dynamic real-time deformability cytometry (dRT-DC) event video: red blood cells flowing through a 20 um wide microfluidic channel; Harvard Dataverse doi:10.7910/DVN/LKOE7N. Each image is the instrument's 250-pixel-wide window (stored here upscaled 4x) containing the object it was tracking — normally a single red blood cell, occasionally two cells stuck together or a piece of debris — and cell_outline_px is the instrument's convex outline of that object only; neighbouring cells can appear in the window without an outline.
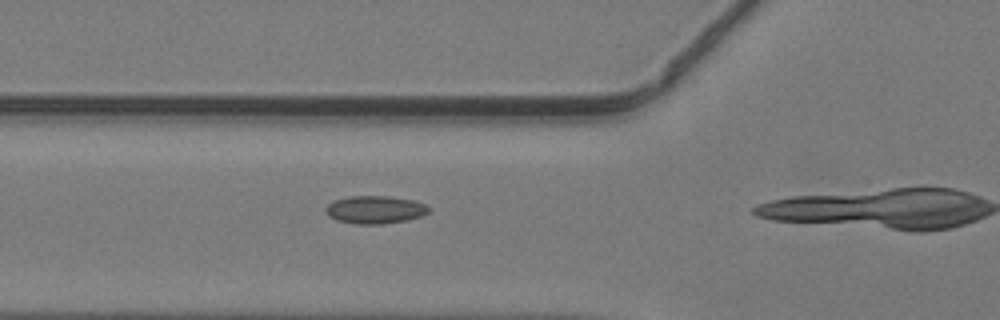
{"species": "common noctule bat (a hibernating species)", "species_latin": "Nyctalus noctula", "temperature_condition": "warm", "stored_images_in_passage": 10, "camera_frame_rate_fps": 3000, "um_per_image_px": 0.085, "animal": {"sex": "male", "body_mass_g": 19.2, "forearm_length_mm": 51.8}, "frame": {"image": 1, "passage_image": 7, "time_ms": 2.0, "image_size_px": [1000, 320], "cell_outline_px": [[432, 208], [428, 212], [420, 216], [408, 220], [384, 224], [356, 224], [336, 220], [328, 216], [324, 208], [328, 204], [336, 200], [348, 196], [388, 196], [412, 200], [424, 204]], "centroid_in_image_um": [31.87, 17.83], "position_along_channel_um": 93.9, "area_um2": 16.76}}